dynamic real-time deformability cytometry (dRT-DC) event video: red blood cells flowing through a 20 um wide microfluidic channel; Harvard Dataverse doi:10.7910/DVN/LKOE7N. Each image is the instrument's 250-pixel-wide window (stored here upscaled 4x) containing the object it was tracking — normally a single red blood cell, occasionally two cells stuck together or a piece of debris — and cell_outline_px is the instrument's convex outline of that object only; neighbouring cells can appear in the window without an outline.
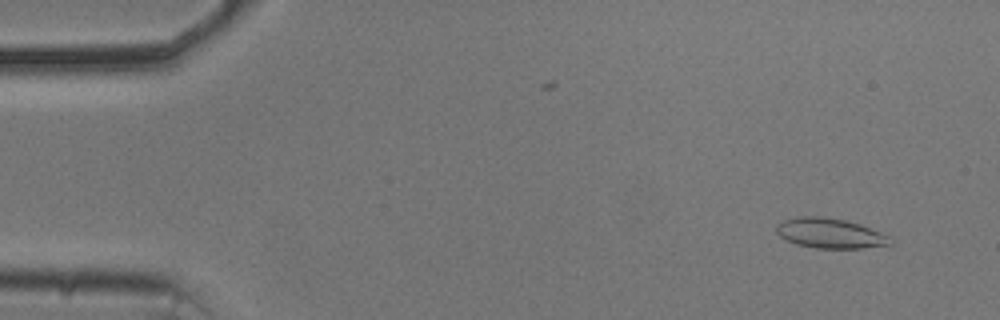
{"species": "common noctule bat (a hibernating species)", "species_latin": "Nyctalus noctula", "temperature_condition": "cold", "stored_images_in_passage": 16, "camera_frame_rate_fps": 3000, "um_per_image_px": 0.085, "animal": {"sex": "male", "body_mass_g": 20.5, "forearm_length_mm": 52.5}, "frame": {"image": 1, "passage_image": 3, "time_ms": 0.667, "image_size_px": [1000, 320], "cell_outline_px": [[896, 240], [892, 244], [860, 248], [816, 248], [796, 244], [780, 236], [776, 232], [776, 224], [784, 220], [800, 216], [820, 216], [844, 220], [860, 224], [892, 236]], "centroid_in_image_um": [70.6, 19.83], "position_along_channel_um": 14.4, "area_um2": 20.0}}
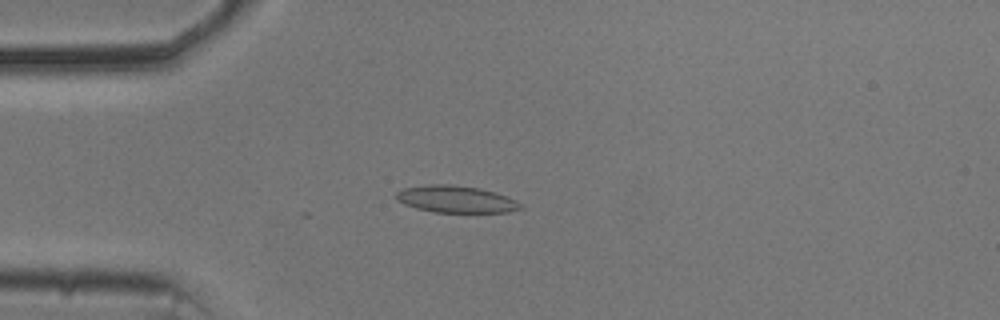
{"frame": {"image": 2, "passage_image": 13, "time_ms": 4.0, "image_size_px": [1000, 320], "cell_outline_px": [[524, 208], [508, 212], [432, 212], [416, 208], [404, 204], [396, 200], [396, 192], [404, 188], [428, 184], [448, 184], [480, 188], [508, 196], [516, 200]], "centroid_in_image_um": [38.75, 16.93], "position_along_channel_um": 46.3, "area_um2": 19.59}}